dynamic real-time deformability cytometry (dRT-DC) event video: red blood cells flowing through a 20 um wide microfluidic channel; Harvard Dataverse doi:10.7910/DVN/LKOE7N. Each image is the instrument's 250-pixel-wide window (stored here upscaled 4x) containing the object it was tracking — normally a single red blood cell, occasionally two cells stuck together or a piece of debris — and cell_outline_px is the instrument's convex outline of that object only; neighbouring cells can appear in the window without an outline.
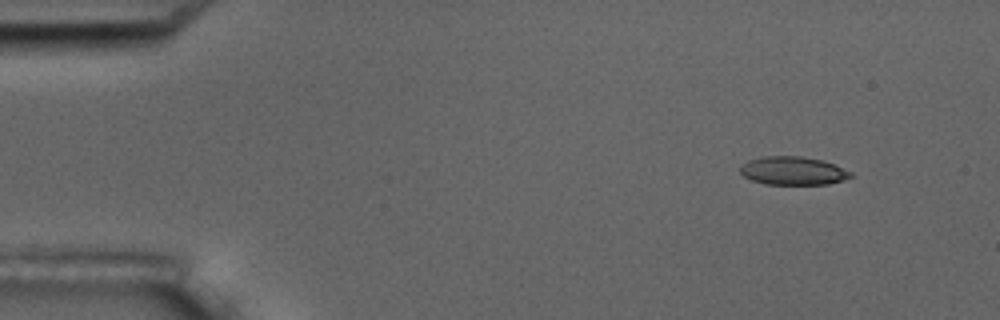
{"species": "common noctule bat (a hibernating species)", "species_latin": "Nyctalus noctula", "temperature_condition": "room temperature", "stored_images_in_passage": 6, "camera_frame_rate_fps": 3000, "um_per_image_px": 0.085, "animal": {"sex": "male", "body_mass_g": 17.5, "forearm_length_mm": 52.3}, "frame": {"image": 1, "passage_image": 1, "time_ms": 0.0, "image_size_px": [1000, 320], "cell_outline_px": [[852, 176], [844, 180], [828, 184], [764, 184], [752, 180], [744, 176], [740, 172], [740, 164], [748, 160], [760, 156], [800, 156], [820, 160], [832, 164], [852, 172]], "centroid_in_image_um": [67.35, 14.51], "position_along_channel_um": 17.6, "area_um2": 18.21}}
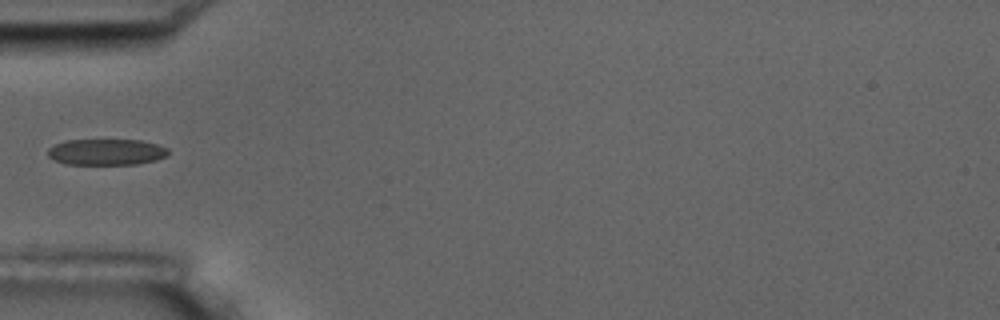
{"frame": {"image": 2, "passage_image": 4, "time_ms": 4.333, "image_size_px": [1000, 320], "cell_outline_px": [[168, 156], [156, 160], [136, 164], [64, 164], [48, 156], [48, 148], [64, 140], [140, 140], [156, 144], [168, 148]], "centroid_in_image_um": [9.05, 12.92], "position_along_channel_um": 76.0, "area_um2": 18.32}}